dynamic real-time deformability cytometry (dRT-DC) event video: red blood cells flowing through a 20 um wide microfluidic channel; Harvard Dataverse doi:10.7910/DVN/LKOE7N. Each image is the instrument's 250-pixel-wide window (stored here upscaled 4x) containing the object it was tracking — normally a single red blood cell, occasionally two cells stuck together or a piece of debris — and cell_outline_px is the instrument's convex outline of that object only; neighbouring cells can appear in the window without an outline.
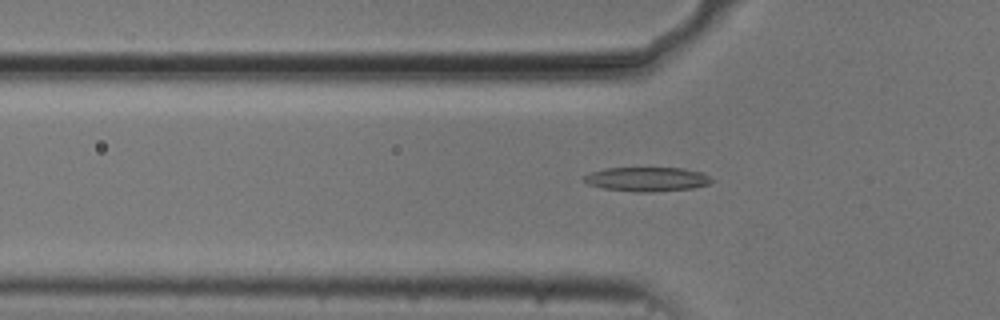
{"species": "common noctule bat (a hibernating species)", "species_latin": "Nyctalus noctula", "temperature_condition": "cold", "stored_images_in_passage": 51, "camera_frame_rate_fps": 3000, "um_per_image_px": 0.085, "animal": {"sex": "male", "body_mass_g": 20.5, "forearm_length_mm": 52.5}, "frame": {"image": 1, "passage_image": 18, "time_ms": 5.667, "image_size_px": [1000, 320], "cell_outline_px": [[716, 180], [708, 184], [692, 188], [652, 192], [636, 192], [604, 188], [588, 184], [584, 180], [584, 176], [592, 172], [604, 168], [684, 168], [704, 172]], "centroid_in_image_um": [55.06, 15.22], "position_along_channel_um": 70.7, "area_um2": 18.09}}
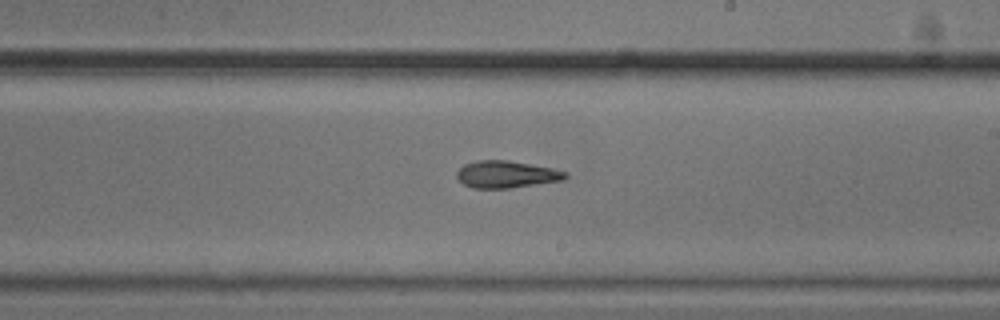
{"frame": {"image": 2, "passage_image": 32, "time_ms": 10.333, "image_size_px": [1000, 320], "cell_outline_px": [[568, 176], [564, 180], [508, 188], [472, 188], [464, 184], [456, 176], [456, 172], [464, 164], [476, 160], [508, 160], [552, 168], [568, 172]], "centroid_in_image_um": [43.04, 14.81], "position_along_channel_um": 246.0, "area_um2": 17.11}}
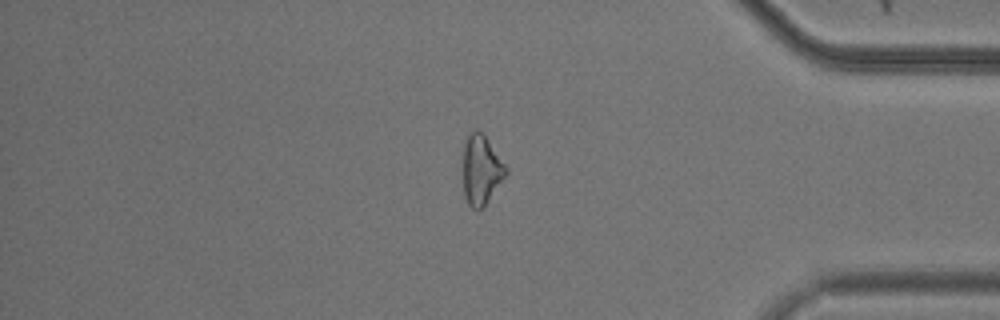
{"frame": {"image": 3, "passage_image": 46, "time_ms": 15.0, "image_size_px": [1000, 320], "cell_outline_px": [[508, 172], [484, 208], [476, 212], [468, 204], [464, 196], [464, 140], [476, 128], [480, 128], [484, 132], [508, 168]], "centroid_in_image_um": [40.93, 14.43], "position_along_channel_um": 394.3, "area_um2": 17.8}}